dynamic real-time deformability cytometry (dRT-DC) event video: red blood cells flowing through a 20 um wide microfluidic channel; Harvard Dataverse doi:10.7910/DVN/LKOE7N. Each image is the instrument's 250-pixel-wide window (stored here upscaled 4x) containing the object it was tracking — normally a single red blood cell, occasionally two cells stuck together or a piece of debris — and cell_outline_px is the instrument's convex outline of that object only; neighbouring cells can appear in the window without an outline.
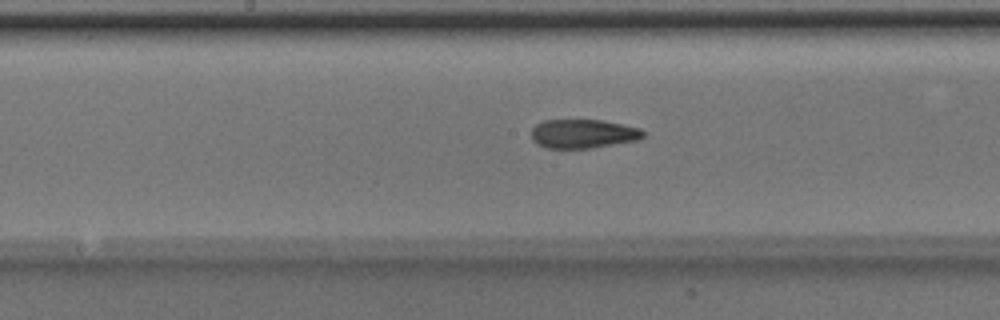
{"species": "Egyptian fruit bat (a non-hibernating species)", "species_latin": "Rousettus aegyptiacus", "temperature_condition": "room temperature", "stored_images_in_passage": 43, "camera_frame_rate_fps": 3000, "um_per_image_px": 0.085, "animal": {"sex": "male"}, "frame": {"image": 1, "passage_image": 25, "time_ms": 8.0, "image_size_px": [1000, 320], "cell_outline_px": [[644, 136], [640, 140], [592, 148], [544, 148], [536, 144], [532, 140], [532, 128], [536, 124], [544, 120], [600, 120], [640, 128], [644, 132]], "centroid_in_image_um": [49.55, 11.38], "position_along_channel_um": 198.6, "area_um2": 18.96}}
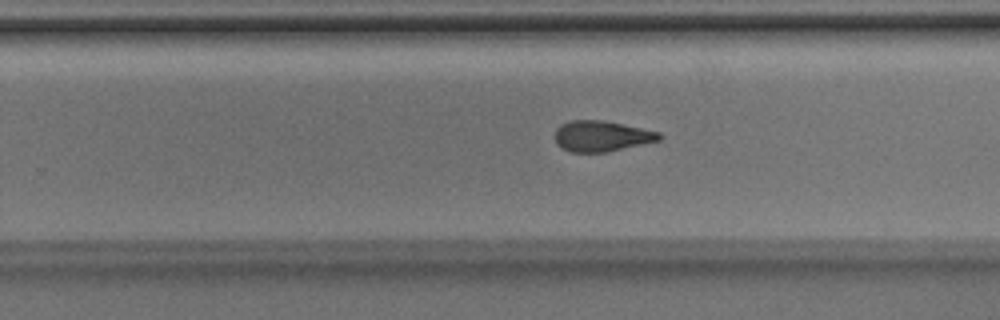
{"frame": {"image": 2, "passage_image": 31, "time_ms": 10.0, "image_size_px": [1000, 320], "cell_outline_px": [[664, 136], [660, 140], [604, 152], [572, 152], [560, 148], [556, 144], [556, 128], [560, 124], [572, 120], [604, 120], [660, 132]], "centroid_in_image_um": [51.12, 11.56], "position_along_channel_um": 278.7, "area_um2": 18.61}}
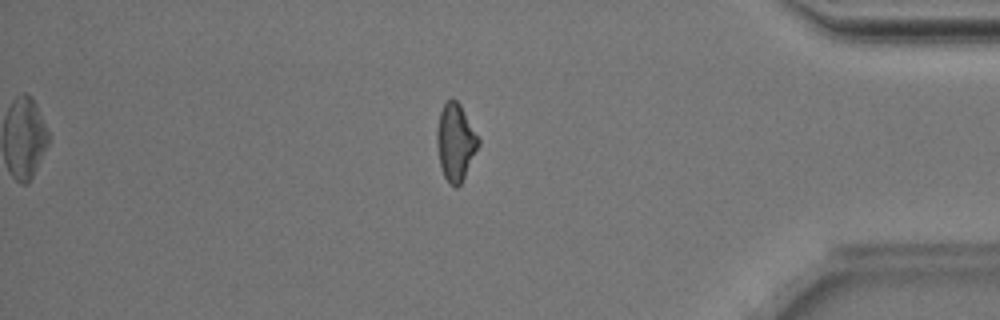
{"frame": {"image": 3, "passage_image": 42, "time_ms": 13.667, "image_size_px": [1000, 320], "cell_outline_px": [[480, 144], [460, 184], [456, 188], [448, 184], [444, 176], [440, 164], [436, 140], [436, 132], [440, 112], [444, 104], [452, 96], [460, 104], [480, 140]], "centroid_in_image_um": [38.71, 12.08], "position_along_channel_um": 396.5, "area_um2": 18.5}}